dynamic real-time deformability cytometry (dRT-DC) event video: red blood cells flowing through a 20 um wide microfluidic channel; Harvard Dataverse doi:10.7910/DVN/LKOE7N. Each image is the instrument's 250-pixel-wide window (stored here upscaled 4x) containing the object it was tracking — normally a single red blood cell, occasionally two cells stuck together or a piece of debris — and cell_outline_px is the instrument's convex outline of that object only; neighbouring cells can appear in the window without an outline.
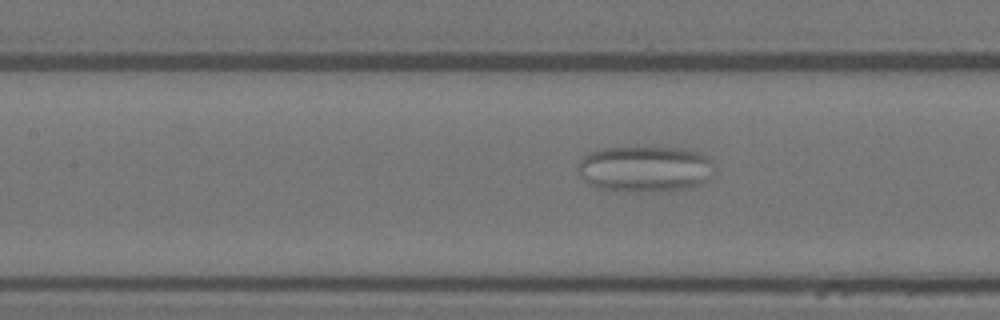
{"species": "Egyptian fruit bat (a non-hibernating species)", "species_latin": "Rousettus aegyptiacus", "temperature_condition": "warm", "stored_images_in_passage": 40, "camera_frame_rate_fps": 3000, "um_per_image_px": 0.085, "animal": {"sex": "female"}, "frame": {"image": 1, "passage_image": 9, "time_ms": 2.667, "image_size_px": [1000, 320], "cell_outline_px": [[716, 168], [700, 184], [688, 188], [636, 192], [596, 188], [588, 184], [580, 176], [576, 168], [576, 164], [584, 156], [600, 148], [684, 148], [700, 152], [708, 156]], "centroid_in_image_um": [54.79, 14.35], "position_along_channel_um": 152.6, "area_um2": 36.65}}
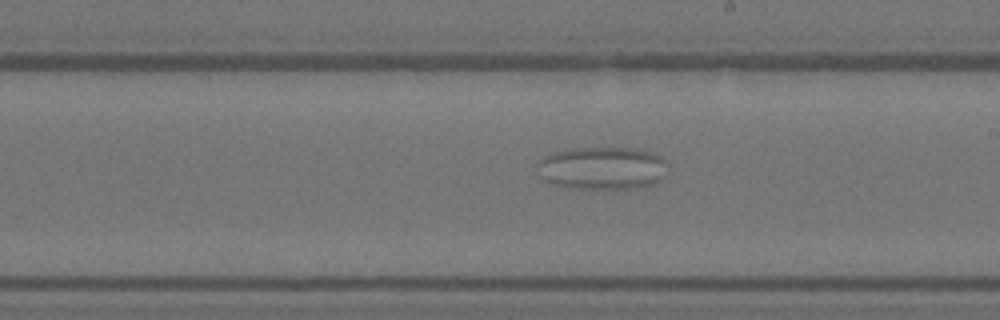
{"frame": {"image": 2, "passage_image": 17, "time_ms": 5.333, "image_size_px": [1000, 320], "cell_outline_px": [[668, 164], [660, 180], [656, 184], [640, 188], [572, 188], [552, 184], [544, 180], [540, 176], [536, 160], [552, 152], [576, 148], [624, 148], [652, 152], [660, 156]], "centroid_in_image_um": [51.16, 14.29], "position_along_channel_um": 237.8, "area_um2": 32.6}}
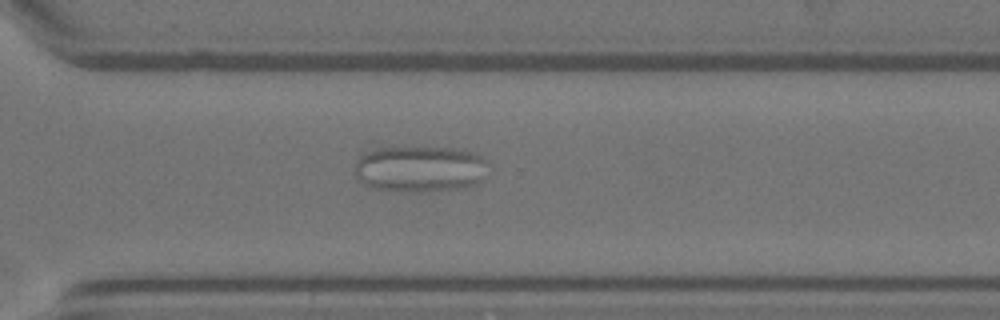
{"frame": {"image": 3, "passage_image": 26, "time_ms": 8.333, "image_size_px": [1000, 320], "cell_outline_px": [[484, 160], [480, 180], [476, 184], [464, 188], [420, 192], [392, 192], [372, 188], [356, 180], [356, 160], [360, 156], [368, 152], [380, 148], [452, 148], [472, 152], [484, 156]], "centroid_in_image_um": [35.62, 14.39], "position_along_channel_um": 335.0, "area_um2": 35.78}}